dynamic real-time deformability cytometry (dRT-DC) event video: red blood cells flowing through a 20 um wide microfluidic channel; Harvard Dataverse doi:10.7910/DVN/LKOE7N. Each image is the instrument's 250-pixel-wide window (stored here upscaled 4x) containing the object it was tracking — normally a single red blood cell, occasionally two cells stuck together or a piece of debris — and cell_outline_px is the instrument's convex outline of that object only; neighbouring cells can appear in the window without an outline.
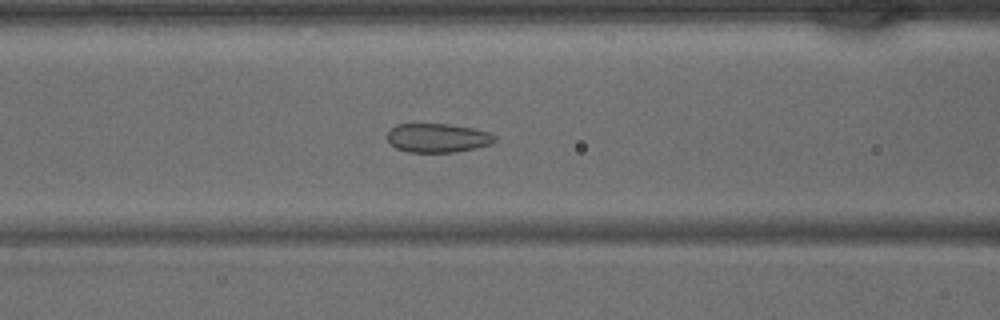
{"species": "common noctule bat (a hibernating species)", "species_latin": "Nyctalus noctula", "temperature_condition": "warm", "stored_images_in_passage": 42, "camera_frame_rate_fps": 3000, "um_per_image_px": 0.085, "animal": {"sex": "male", "body_mass_g": 15.6}, "frame": {"image": 1, "passage_image": 17, "time_ms": 5.333, "image_size_px": [1000, 320], "cell_outline_px": [[496, 140], [492, 144], [476, 148], [456, 152], [408, 152], [396, 148], [388, 140], [388, 132], [396, 124], [448, 124], [472, 128], [488, 132], [496, 136]], "centroid_in_image_um": [37.22, 11.73], "position_along_channel_um": 129.4, "area_um2": 18.09}}
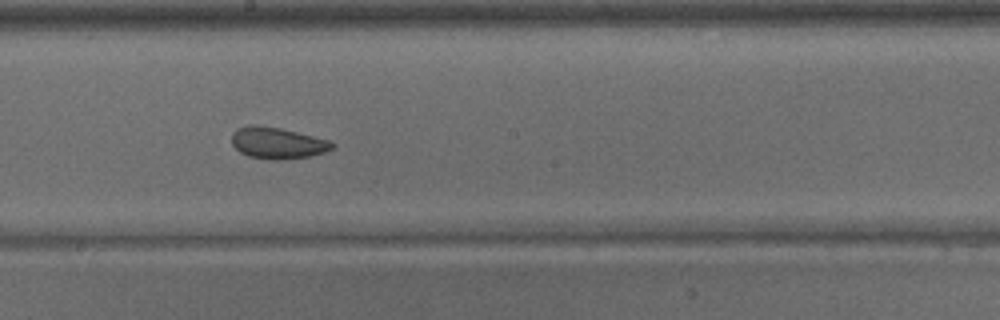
{"frame": {"image": 2, "passage_image": 23, "time_ms": 7.333, "image_size_px": [1000, 320], "cell_outline_px": [[336, 144], [332, 148], [324, 152], [312, 156], [276, 160], [272, 160], [248, 156], [240, 152], [232, 144], [232, 132], [236, 128], [248, 124], [256, 124], [280, 128], [328, 140]], "centroid_in_image_um": [23.54, 12.14], "position_along_channel_um": 224.7, "area_um2": 18.44}}
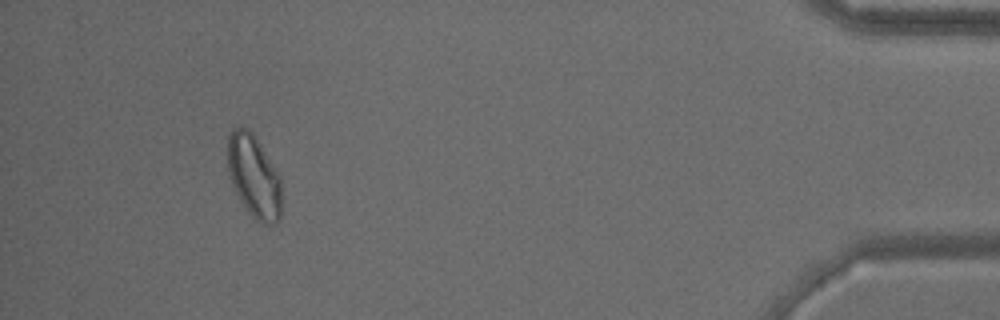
{"frame": {"image": 3, "passage_image": 39, "time_ms": 12.667, "image_size_px": [1000, 320], "cell_outline_px": [[280, 220], [276, 224], [260, 224], [248, 212], [240, 200], [228, 176], [228, 136], [232, 128], [240, 124], [248, 128], [256, 136], [280, 176]], "centroid_in_image_um": [21.57, 14.96], "position_along_channel_um": 413.6, "area_um2": 26.36}}